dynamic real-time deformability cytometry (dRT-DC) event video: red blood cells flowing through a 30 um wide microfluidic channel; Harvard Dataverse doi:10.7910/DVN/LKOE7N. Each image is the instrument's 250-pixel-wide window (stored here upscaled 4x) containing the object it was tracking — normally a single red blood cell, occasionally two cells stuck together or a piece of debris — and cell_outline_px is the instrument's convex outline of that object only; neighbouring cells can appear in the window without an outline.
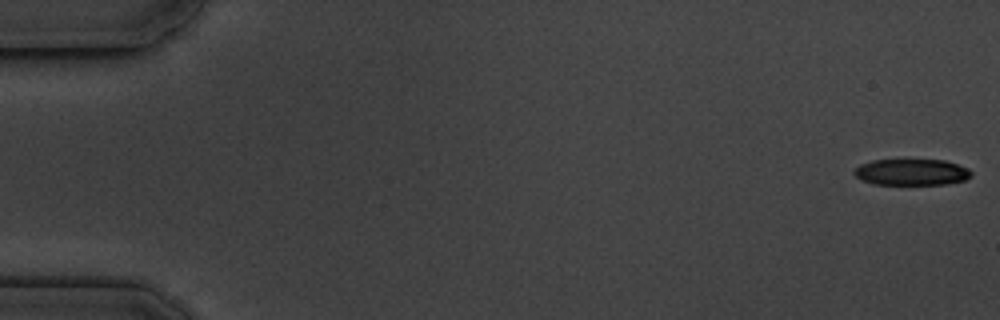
{"species": "common noctule bat (a hibernating species)", "species_latin": "Nyctalus noctula", "temperature_condition": "cold", "stored_images_in_passage": 5, "camera_frame_rate_fps": 3000, "um_per_image_px": 0.085, "animal": {"sex": "male", "body_mass_g": 19.5, "forearm_length_mm": 54.6}, "frame": {"image": 1, "passage_image": 1, "time_ms": 0.0, "image_size_px": [1000, 320], "cell_outline_px": [[972, 176], [964, 180], [948, 184], [872, 184], [860, 180], [852, 172], [860, 164], [872, 160], [944, 160], [968, 168], [972, 172]], "centroid_in_image_um": [77.47, 14.63], "position_along_channel_um": 7.5, "area_um2": 17.98}}
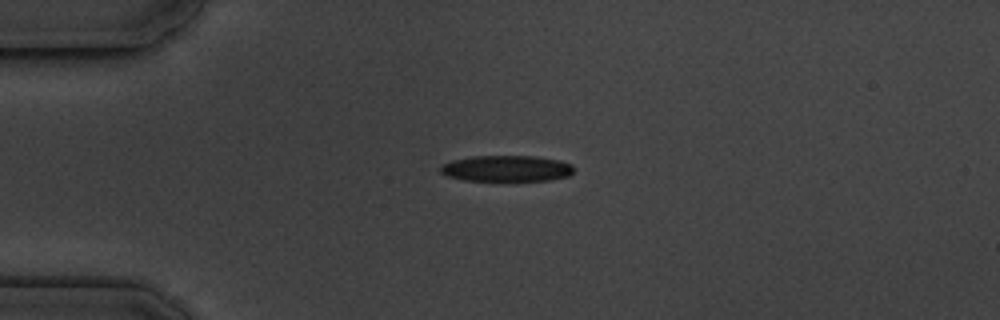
{"frame": {"image": 2, "passage_image": 4, "time_ms": 4.333, "image_size_px": [1000, 320], "cell_outline_px": [[572, 172], [568, 176], [548, 180], [464, 180], [448, 176], [440, 172], [440, 164], [452, 160], [472, 156], [536, 156], [560, 160], [572, 164]], "centroid_in_image_um": [43.03, 14.3], "position_along_channel_um": 42.0, "area_um2": 20.17}}